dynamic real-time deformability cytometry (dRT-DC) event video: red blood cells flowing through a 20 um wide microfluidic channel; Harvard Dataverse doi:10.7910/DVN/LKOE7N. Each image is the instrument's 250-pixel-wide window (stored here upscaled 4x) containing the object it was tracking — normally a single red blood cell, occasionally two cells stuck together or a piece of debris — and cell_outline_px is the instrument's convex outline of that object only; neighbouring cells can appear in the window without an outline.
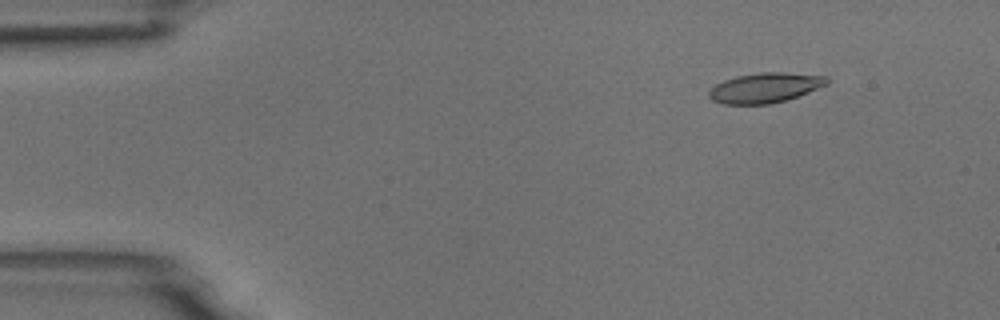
{"species": "common noctule bat (a hibernating species)", "species_latin": "Nyctalus noctula", "temperature_condition": "room temperature", "stored_images_in_passage": 8, "camera_frame_rate_fps": 3000, "um_per_image_px": 0.085, "animal": {"sex": "male", "body_mass_g": 18.8}, "frame": {"image": 1, "passage_image": 3, "time_ms": 2.0, "image_size_px": [1000, 320], "cell_outline_px": [[828, 84], [788, 100], [768, 104], [724, 104], [712, 100], [708, 96], [708, 92], [716, 84], [724, 80], [736, 76], [760, 72], [784, 72], [828, 76]], "centroid_in_image_um": [65.04, 7.46], "position_along_channel_um": 20.0, "area_um2": 20.63}}
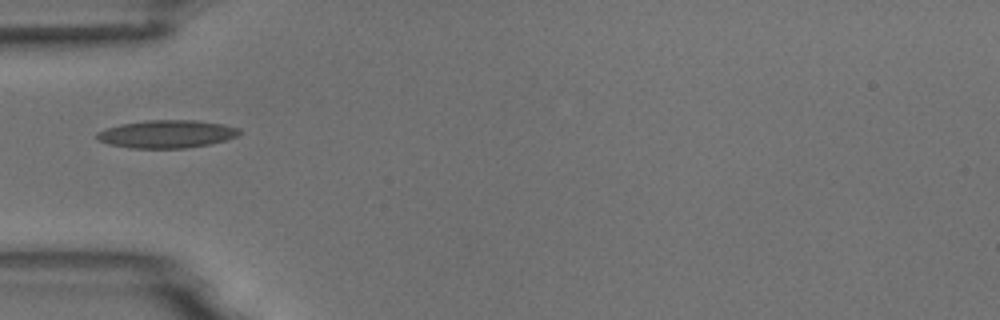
{"frame": {"image": 2, "passage_image": 6, "time_ms": 5.667, "image_size_px": [1000, 320], "cell_outline_px": [[244, 132], [228, 140], [212, 144], [184, 148], [132, 148], [108, 144], [100, 140], [96, 136], [96, 132], [120, 124], [148, 120], [196, 120], [224, 124], [240, 128]], "centroid_in_image_um": [14.25, 11.39], "position_along_channel_um": 70.8, "area_um2": 23.29}}